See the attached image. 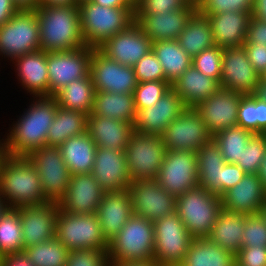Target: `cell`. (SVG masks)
Returning <instances> with one entry per match:
<instances>
[{"mask_svg": "<svg viewBox=\"0 0 266 266\" xmlns=\"http://www.w3.org/2000/svg\"><path fill=\"white\" fill-rule=\"evenodd\" d=\"M266 247V220L261 215H246L241 247Z\"/></svg>", "mask_w": 266, "mask_h": 266, "instance_id": "7dc6e473", "label": "cell"}, {"mask_svg": "<svg viewBox=\"0 0 266 266\" xmlns=\"http://www.w3.org/2000/svg\"><path fill=\"white\" fill-rule=\"evenodd\" d=\"M197 11L189 2L184 8L159 14H135V22L152 42L177 40L188 20Z\"/></svg>", "mask_w": 266, "mask_h": 266, "instance_id": "44dd1931", "label": "cell"}, {"mask_svg": "<svg viewBox=\"0 0 266 266\" xmlns=\"http://www.w3.org/2000/svg\"><path fill=\"white\" fill-rule=\"evenodd\" d=\"M223 49L214 45L192 58V65L220 83Z\"/></svg>", "mask_w": 266, "mask_h": 266, "instance_id": "f6af8a7d", "label": "cell"}, {"mask_svg": "<svg viewBox=\"0 0 266 266\" xmlns=\"http://www.w3.org/2000/svg\"><path fill=\"white\" fill-rule=\"evenodd\" d=\"M253 7L254 0H201L197 4V10L206 17L229 11H245L252 14Z\"/></svg>", "mask_w": 266, "mask_h": 266, "instance_id": "bcb514c9", "label": "cell"}, {"mask_svg": "<svg viewBox=\"0 0 266 266\" xmlns=\"http://www.w3.org/2000/svg\"><path fill=\"white\" fill-rule=\"evenodd\" d=\"M0 266H33L24 253L9 255L0 259Z\"/></svg>", "mask_w": 266, "mask_h": 266, "instance_id": "91938a15", "label": "cell"}, {"mask_svg": "<svg viewBox=\"0 0 266 266\" xmlns=\"http://www.w3.org/2000/svg\"><path fill=\"white\" fill-rule=\"evenodd\" d=\"M153 260L159 266H179L193 240L182 220L175 212L153 222Z\"/></svg>", "mask_w": 266, "mask_h": 266, "instance_id": "9c48e42d", "label": "cell"}, {"mask_svg": "<svg viewBox=\"0 0 266 266\" xmlns=\"http://www.w3.org/2000/svg\"><path fill=\"white\" fill-rule=\"evenodd\" d=\"M254 70L261 75L266 70V45H243Z\"/></svg>", "mask_w": 266, "mask_h": 266, "instance_id": "11a10c76", "label": "cell"}, {"mask_svg": "<svg viewBox=\"0 0 266 266\" xmlns=\"http://www.w3.org/2000/svg\"><path fill=\"white\" fill-rule=\"evenodd\" d=\"M0 195L9 207L37 206L48 203L37 170L27 157L8 155L0 168Z\"/></svg>", "mask_w": 266, "mask_h": 266, "instance_id": "3957f363", "label": "cell"}, {"mask_svg": "<svg viewBox=\"0 0 266 266\" xmlns=\"http://www.w3.org/2000/svg\"><path fill=\"white\" fill-rule=\"evenodd\" d=\"M59 203L48 202L37 206L18 207L24 249L45 243L55 237Z\"/></svg>", "mask_w": 266, "mask_h": 266, "instance_id": "d6986e66", "label": "cell"}, {"mask_svg": "<svg viewBox=\"0 0 266 266\" xmlns=\"http://www.w3.org/2000/svg\"><path fill=\"white\" fill-rule=\"evenodd\" d=\"M212 137L200 113L194 107H187L161 134L166 151L197 152Z\"/></svg>", "mask_w": 266, "mask_h": 266, "instance_id": "4fadbf2b", "label": "cell"}, {"mask_svg": "<svg viewBox=\"0 0 266 266\" xmlns=\"http://www.w3.org/2000/svg\"><path fill=\"white\" fill-rule=\"evenodd\" d=\"M110 266H159L153 259L147 261H124L118 263H110Z\"/></svg>", "mask_w": 266, "mask_h": 266, "instance_id": "be15d7a7", "label": "cell"}, {"mask_svg": "<svg viewBox=\"0 0 266 266\" xmlns=\"http://www.w3.org/2000/svg\"><path fill=\"white\" fill-rule=\"evenodd\" d=\"M93 48L84 46L60 52H47L49 96H54L71 81L89 74Z\"/></svg>", "mask_w": 266, "mask_h": 266, "instance_id": "5bb4252c", "label": "cell"}, {"mask_svg": "<svg viewBox=\"0 0 266 266\" xmlns=\"http://www.w3.org/2000/svg\"><path fill=\"white\" fill-rule=\"evenodd\" d=\"M243 45H266V21L251 16Z\"/></svg>", "mask_w": 266, "mask_h": 266, "instance_id": "db71d44e", "label": "cell"}, {"mask_svg": "<svg viewBox=\"0 0 266 266\" xmlns=\"http://www.w3.org/2000/svg\"><path fill=\"white\" fill-rule=\"evenodd\" d=\"M266 154V134L254 133L235 163L246 174H257Z\"/></svg>", "mask_w": 266, "mask_h": 266, "instance_id": "7bdbcfd3", "label": "cell"}, {"mask_svg": "<svg viewBox=\"0 0 266 266\" xmlns=\"http://www.w3.org/2000/svg\"><path fill=\"white\" fill-rule=\"evenodd\" d=\"M55 237L69 250H108L109 242L104 237L96 213L75 214L59 207Z\"/></svg>", "mask_w": 266, "mask_h": 266, "instance_id": "52a82bcc", "label": "cell"}, {"mask_svg": "<svg viewBox=\"0 0 266 266\" xmlns=\"http://www.w3.org/2000/svg\"><path fill=\"white\" fill-rule=\"evenodd\" d=\"M189 0H140L135 5V14H159L184 8Z\"/></svg>", "mask_w": 266, "mask_h": 266, "instance_id": "f907efd6", "label": "cell"}, {"mask_svg": "<svg viewBox=\"0 0 266 266\" xmlns=\"http://www.w3.org/2000/svg\"><path fill=\"white\" fill-rule=\"evenodd\" d=\"M154 225L133 214L120 232L109 241L110 263L153 259Z\"/></svg>", "mask_w": 266, "mask_h": 266, "instance_id": "8992f818", "label": "cell"}, {"mask_svg": "<svg viewBox=\"0 0 266 266\" xmlns=\"http://www.w3.org/2000/svg\"><path fill=\"white\" fill-rule=\"evenodd\" d=\"M65 266H110L108 250L74 249L69 251Z\"/></svg>", "mask_w": 266, "mask_h": 266, "instance_id": "c3c4849f", "label": "cell"}, {"mask_svg": "<svg viewBox=\"0 0 266 266\" xmlns=\"http://www.w3.org/2000/svg\"><path fill=\"white\" fill-rule=\"evenodd\" d=\"M92 113L133 124L137 113L133 93L96 91Z\"/></svg>", "mask_w": 266, "mask_h": 266, "instance_id": "836d02e7", "label": "cell"}, {"mask_svg": "<svg viewBox=\"0 0 266 266\" xmlns=\"http://www.w3.org/2000/svg\"><path fill=\"white\" fill-rule=\"evenodd\" d=\"M96 215L100 222L102 233L109 242L120 232L133 215L132 198L129 189L104 192Z\"/></svg>", "mask_w": 266, "mask_h": 266, "instance_id": "484cf974", "label": "cell"}, {"mask_svg": "<svg viewBox=\"0 0 266 266\" xmlns=\"http://www.w3.org/2000/svg\"><path fill=\"white\" fill-rule=\"evenodd\" d=\"M24 252L17 208L8 207L0 219V258Z\"/></svg>", "mask_w": 266, "mask_h": 266, "instance_id": "ab89813d", "label": "cell"}, {"mask_svg": "<svg viewBox=\"0 0 266 266\" xmlns=\"http://www.w3.org/2000/svg\"><path fill=\"white\" fill-rule=\"evenodd\" d=\"M266 201V190L257 174H245L243 179L221 196L222 209L252 215L260 213Z\"/></svg>", "mask_w": 266, "mask_h": 266, "instance_id": "d4e9b609", "label": "cell"}, {"mask_svg": "<svg viewBox=\"0 0 266 266\" xmlns=\"http://www.w3.org/2000/svg\"><path fill=\"white\" fill-rule=\"evenodd\" d=\"M81 32L86 46L98 49L135 22V8L104 7L86 1L78 5Z\"/></svg>", "mask_w": 266, "mask_h": 266, "instance_id": "277c9868", "label": "cell"}, {"mask_svg": "<svg viewBox=\"0 0 266 266\" xmlns=\"http://www.w3.org/2000/svg\"><path fill=\"white\" fill-rule=\"evenodd\" d=\"M171 88L182 99L186 107L195 108L200 102L213 95L220 88V83L191 65L171 84Z\"/></svg>", "mask_w": 266, "mask_h": 266, "instance_id": "f1b7e54d", "label": "cell"}, {"mask_svg": "<svg viewBox=\"0 0 266 266\" xmlns=\"http://www.w3.org/2000/svg\"><path fill=\"white\" fill-rule=\"evenodd\" d=\"M19 10L36 9L38 0H12Z\"/></svg>", "mask_w": 266, "mask_h": 266, "instance_id": "03108f58", "label": "cell"}, {"mask_svg": "<svg viewBox=\"0 0 266 266\" xmlns=\"http://www.w3.org/2000/svg\"><path fill=\"white\" fill-rule=\"evenodd\" d=\"M165 153L161 135L133 130L125 150L131 180L156 179Z\"/></svg>", "mask_w": 266, "mask_h": 266, "instance_id": "ba28073f", "label": "cell"}, {"mask_svg": "<svg viewBox=\"0 0 266 266\" xmlns=\"http://www.w3.org/2000/svg\"><path fill=\"white\" fill-rule=\"evenodd\" d=\"M23 86L37 97H49L47 52L37 50L15 60Z\"/></svg>", "mask_w": 266, "mask_h": 266, "instance_id": "f546056e", "label": "cell"}, {"mask_svg": "<svg viewBox=\"0 0 266 266\" xmlns=\"http://www.w3.org/2000/svg\"><path fill=\"white\" fill-rule=\"evenodd\" d=\"M77 5L76 0H38V6Z\"/></svg>", "mask_w": 266, "mask_h": 266, "instance_id": "e7e4bbea", "label": "cell"}, {"mask_svg": "<svg viewBox=\"0 0 266 266\" xmlns=\"http://www.w3.org/2000/svg\"><path fill=\"white\" fill-rule=\"evenodd\" d=\"M254 133L241 126H234L216 133L212 138L217 143L226 163H236L243 148Z\"/></svg>", "mask_w": 266, "mask_h": 266, "instance_id": "b9f144b4", "label": "cell"}, {"mask_svg": "<svg viewBox=\"0 0 266 266\" xmlns=\"http://www.w3.org/2000/svg\"><path fill=\"white\" fill-rule=\"evenodd\" d=\"M91 174L105 192L126 190L132 182L122 150L97 147Z\"/></svg>", "mask_w": 266, "mask_h": 266, "instance_id": "7402d4cb", "label": "cell"}, {"mask_svg": "<svg viewBox=\"0 0 266 266\" xmlns=\"http://www.w3.org/2000/svg\"><path fill=\"white\" fill-rule=\"evenodd\" d=\"M170 88L166 80L137 83L133 92L136 111L153 106Z\"/></svg>", "mask_w": 266, "mask_h": 266, "instance_id": "ee69618b", "label": "cell"}, {"mask_svg": "<svg viewBox=\"0 0 266 266\" xmlns=\"http://www.w3.org/2000/svg\"><path fill=\"white\" fill-rule=\"evenodd\" d=\"M86 1H91V0H76V4L79 5V4L86 2Z\"/></svg>", "mask_w": 266, "mask_h": 266, "instance_id": "34e18365", "label": "cell"}, {"mask_svg": "<svg viewBox=\"0 0 266 266\" xmlns=\"http://www.w3.org/2000/svg\"><path fill=\"white\" fill-rule=\"evenodd\" d=\"M252 16L266 21V0H254Z\"/></svg>", "mask_w": 266, "mask_h": 266, "instance_id": "6125c7cd", "label": "cell"}, {"mask_svg": "<svg viewBox=\"0 0 266 266\" xmlns=\"http://www.w3.org/2000/svg\"><path fill=\"white\" fill-rule=\"evenodd\" d=\"M243 96L241 93L220 87L195 107L212 136L219 131L237 126L238 108Z\"/></svg>", "mask_w": 266, "mask_h": 266, "instance_id": "ac0fdd59", "label": "cell"}, {"mask_svg": "<svg viewBox=\"0 0 266 266\" xmlns=\"http://www.w3.org/2000/svg\"><path fill=\"white\" fill-rule=\"evenodd\" d=\"M7 156H8V154H7L6 143H1L0 144V168H1L3 161L6 159Z\"/></svg>", "mask_w": 266, "mask_h": 266, "instance_id": "89a4df30", "label": "cell"}, {"mask_svg": "<svg viewBox=\"0 0 266 266\" xmlns=\"http://www.w3.org/2000/svg\"><path fill=\"white\" fill-rule=\"evenodd\" d=\"M251 16L245 11L209 15L215 45L222 49L243 47Z\"/></svg>", "mask_w": 266, "mask_h": 266, "instance_id": "4316f807", "label": "cell"}, {"mask_svg": "<svg viewBox=\"0 0 266 266\" xmlns=\"http://www.w3.org/2000/svg\"><path fill=\"white\" fill-rule=\"evenodd\" d=\"M201 0H194V3L197 5Z\"/></svg>", "mask_w": 266, "mask_h": 266, "instance_id": "2a66077c", "label": "cell"}, {"mask_svg": "<svg viewBox=\"0 0 266 266\" xmlns=\"http://www.w3.org/2000/svg\"><path fill=\"white\" fill-rule=\"evenodd\" d=\"M23 253L33 266H65L69 250L54 237L26 247Z\"/></svg>", "mask_w": 266, "mask_h": 266, "instance_id": "60d3db41", "label": "cell"}, {"mask_svg": "<svg viewBox=\"0 0 266 266\" xmlns=\"http://www.w3.org/2000/svg\"><path fill=\"white\" fill-rule=\"evenodd\" d=\"M260 80L266 83V70L260 75Z\"/></svg>", "mask_w": 266, "mask_h": 266, "instance_id": "753ad0ef", "label": "cell"}, {"mask_svg": "<svg viewBox=\"0 0 266 266\" xmlns=\"http://www.w3.org/2000/svg\"><path fill=\"white\" fill-rule=\"evenodd\" d=\"M245 172L234 163H225L222 168L223 194L237 185L245 176Z\"/></svg>", "mask_w": 266, "mask_h": 266, "instance_id": "9f6ffc18", "label": "cell"}, {"mask_svg": "<svg viewBox=\"0 0 266 266\" xmlns=\"http://www.w3.org/2000/svg\"><path fill=\"white\" fill-rule=\"evenodd\" d=\"M235 262L238 266H266V247H241Z\"/></svg>", "mask_w": 266, "mask_h": 266, "instance_id": "f5cc1de1", "label": "cell"}, {"mask_svg": "<svg viewBox=\"0 0 266 266\" xmlns=\"http://www.w3.org/2000/svg\"><path fill=\"white\" fill-rule=\"evenodd\" d=\"M257 133L266 134V102L256 97Z\"/></svg>", "mask_w": 266, "mask_h": 266, "instance_id": "680465c9", "label": "cell"}, {"mask_svg": "<svg viewBox=\"0 0 266 266\" xmlns=\"http://www.w3.org/2000/svg\"><path fill=\"white\" fill-rule=\"evenodd\" d=\"M39 98L18 120L6 138L8 155L27 157L35 149L46 145L47 134L58 106L53 96Z\"/></svg>", "mask_w": 266, "mask_h": 266, "instance_id": "7a4b0ae2", "label": "cell"}, {"mask_svg": "<svg viewBox=\"0 0 266 266\" xmlns=\"http://www.w3.org/2000/svg\"><path fill=\"white\" fill-rule=\"evenodd\" d=\"M93 3L104 7L135 8L129 0H91Z\"/></svg>", "mask_w": 266, "mask_h": 266, "instance_id": "94428289", "label": "cell"}, {"mask_svg": "<svg viewBox=\"0 0 266 266\" xmlns=\"http://www.w3.org/2000/svg\"><path fill=\"white\" fill-rule=\"evenodd\" d=\"M237 125L257 133L256 96L254 94L245 95L241 98L238 108Z\"/></svg>", "mask_w": 266, "mask_h": 266, "instance_id": "816d5d0a", "label": "cell"}, {"mask_svg": "<svg viewBox=\"0 0 266 266\" xmlns=\"http://www.w3.org/2000/svg\"><path fill=\"white\" fill-rule=\"evenodd\" d=\"M2 199L1 195H0V219H1V215L5 212V210L9 207V204L7 205V201L5 204V201ZM4 202V203H3ZM5 204V205H4Z\"/></svg>", "mask_w": 266, "mask_h": 266, "instance_id": "2644e50d", "label": "cell"}, {"mask_svg": "<svg viewBox=\"0 0 266 266\" xmlns=\"http://www.w3.org/2000/svg\"><path fill=\"white\" fill-rule=\"evenodd\" d=\"M132 131V123L100 117L92 112L87 116L86 132L96 147L125 151Z\"/></svg>", "mask_w": 266, "mask_h": 266, "instance_id": "83f0119b", "label": "cell"}, {"mask_svg": "<svg viewBox=\"0 0 266 266\" xmlns=\"http://www.w3.org/2000/svg\"><path fill=\"white\" fill-rule=\"evenodd\" d=\"M245 219V214L222 209L207 238L236 255L240 251L243 242Z\"/></svg>", "mask_w": 266, "mask_h": 266, "instance_id": "d6a6232c", "label": "cell"}, {"mask_svg": "<svg viewBox=\"0 0 266 266\" xmlns=\"http://www.w3.org/2000/svg\"><path fill=\"white\" fill-rule=\"evenodd\" d=\"M95 93V86L89 73L82 79L71 81L53 97L57 106L89 115L93 111Z\"/></svg>", "mask_w": 266, "mask_h": 266, "instance_id": "d590c367", "label": "cell"}, {"mask_svg": "<svg viewBox=\"0 0 266 266\" xmlns=\"http://www.w3.org/2000/svg\"><path fill=\"white\" fill-rule=\"evenodd\" d=\"M257 175L261 181L263 188L266 190V154L263 158L262 163L260 164V168L258 170Z\"/></svg>", "mask_w": 266, "mask_h": 266, "instance_id": "003e7915", "label": "cell"}, {"mask_svg": "<svg viewBox=\"0 0 266 266\" xmlns=\"http://www.w3.org/2000/svg\"><path fill=\"white\" fill-rule=\"evenodd\" d=\"M41 180V188L48 202L59 203L66 195L70 172L59 146L45 145L27 156Z\"/></svg>", "mask_w": 266, "mask_h": 266, "instance_id": "8fae6325", "label": "cell"}, {"mask_svg": "<svg viewBox=\"0 0 266 266\" xmlns=\"http://www.w3.org/2000/svg\"><path fill=\"white\" fill-rule=\"evenodd\" d=\"M40 50L39 24L36 9L19 10L0 26V52L13 60Z\"/></svg>", "mask_w": 266, "mask_h": 266, "instance_id": "30bf717a", "label": "cell"}, {"mask_svg": "<svg viewBox=\"0 0 266 266\" xmlns=\"http://www.w3.org/2000/svg\"><path fill=\"white\" fill-rule=\"evenodd\" d=\"M177 40L192 58L215 45L209 19L198 10L188 20Z\"/></svg>", "mask_w": 266, "mask_h": 266, "instance_id": "f35d334b", "label": "cell"}, {"mask_svg": "<svg viewBox=\"0 0 266 266\" xmlns=\"http://www.w3.org/2000/svg\"><path fill=\"white\" fill-rule=\"evenodd\" d=\"M221 210V197L199 185L176 197V213L193 239L209 236Z\"/></svg>", "mask_w": 266, "mask_h": 266, "instance_id": "5b68a950", "label": "cell"}, {"mask_svg": "<svg viewBox=\"0 0 266 266\" xmlns=\"http://www.w3.org/2000/svg\"><path fill=\"white\" fill-rule=\"evenodd\" d=\"M134 6L140 1V0H129Z\"/></svg>", "mask_w": 266, "mask_h": 266, "instance_id": "11e5206c", "label": "cell"}, {"mask_svg": "<svg viewBox=\"0 0 266 266\" xmlns=\"http://www.w3.org/2000/svg\"><path fill=\"white\" fill-rule=\"evenodd\" d=\"M104 192L91 173L71 175L66 195L59 206L69 213L94 214Z\"/></svg>", "mask_w": 266, "mask_h": 266, "instance_id": "cb8c5ba5", "label": "cell"}, {"mask_svg": "<svg viewBox=\"0 0 266 266\" xmlns=\"http://www.w3.org/2000/svg\"><path fill=\"white\" fill-rule=\"evenodd\" d=\"M133 214L155 222L176 212V197L160 187L156 179L129 184Z\"/></svg>", "mask_w": 266, "mask_h": 266, "instance_id": "9a60e30c", "label": "cell"}, {"mask_svg": "<svg viewBox=\"0 0 266 266\" xmlns=\"http://www.w3.org/2000/svg\"><path fill=\"white\" fill-rule=\"evenodd\" d=\"M235 254L208 238L193 239L179 266H234Z\"/></svg>", "mask_w": 266, "mask_h": 266, "instance_id": "e575fe53", "label": "cell"}, {"mask_svg": "<svg viewBox=\"0 0 266 266\" xmlns=\"http://www.w3.org/2000/svg\"><path fill=\"white\" fill-rule=\"evenodd\" d=\"M40 50L60 52L86 46L78 5L37 6Z\"/></svg>", "mask_w": 266, "mask_h": 266, "instance_id": "6da1fadb", "label": "cell"}, {"mask_svg": "<svg viewBox=\"0 0 266 266\" xmlns=\"http://www.w3.org/2000/svg\"><path fill=\"white\" fill-rule=\"evenodd\" d=\"M198 184L218 196L223 195L222 168L226 161L213 138L197 151Z\"/></svg>", "mask_w": 266, "mask_h": 266, "instance_id": "4dcf8cb0", "label": "cell"}, {"mask_svg": "<svg viewBox=\"0 0 266 266\" xmlns=\"http://www.w3.org/2000/svg\"><path fill=\"white\" fill-rule=\"evenodd\" d=\"M152 41L134 22L124 31L115 34L98 49L111 60L133 67L152 50Z\"/></svg>", "mask_w": 266, "mask_h": 266, "instance_id": "ffe728a7", "label": "cell"}, {"mask_svg": "<svg viewBox=\"0 0 266 266\" xmlns=\"http://www.w3.org/2000/svg\"><path fill=\"white\" fill-rule=\"evenodd\" d=\"M87 116L81 111L58 106L47 134L46 145L60 146L67 139L84 134L87 128Z\"/></svg>", "mask_w": 266, "mask_h": 266, "instance_id": "74e56055", "label": "cell"}, {"mask_svg": "<svg viewBox=\"0 0 266 266\" xmlns=\"http://www.w3.org/2000/svg\"><path fill=\"white\" fill-rule=\"evenodd\" d=\"M260 83V75L248 59L244 47L223 49L220 87L252 95Z\"/></svg>", "mask_w": 266, "mask_h": 266, "instance_id": "e0dca14e", "label": "cell"}, {"mask_svg": "<svg viewBox=\"0 0 266 266\" xmlns=\"http://www.w3.org/2000/svg\"><path fill=\"white\" fill-rule=\"evenodd\" d=\"M89 73L95 91L133 93L138 83L133 67L111 60L99 49L92 50Z\"/></svg>", "mask_w": 266, "mask_h": 266, "instance_id": "2e32d148", "label": "cell"}, {"mask_svg": "<svg viewBox=\"0 0 266 266\" xmlns=\"http://www.w3.org/2000/svg\"><path fill=\"white\" fill-rule=\"evenodd\" d=\"M96 145L87 132L71 137L59 146L71 175L92 173Z\"/></svg>", "mask_w": 266, "mask_h": 266, "instance_id": "1f68e13d", "label": "cell"}, {"mask_svg": "<svg viewBox=\"0 0 266 266\" xmlns=\"http://www.w3.org/2000/svg\"><path fill=\"white\" fill-rule=\"evenodd\" d=\"M18 11L12 0H0V26L7 23Z\"/></svg>", "mask_w": 266, "mask_h": 266, "instance_id": "6f0895ef", "label": "cell"}, {"mask_svg": "<svg viewBox=\"0 0 266 266\" xmlns=\"http://www.w3.org/2000/svg\"><path fill=\"white\" fill-rule=\"evenodd\" d=\"M133 68L138 83L166 80L160 61L152 50L142 57Z\"/></svg>", "mask_w": 266, "mask_h": 266, "instance_id": "681fc988", "label": "cell"}, {"mask_svg": "<svg viewBox=\"0 0 266 266\" xmlns=\"http://www.w3.org/2000/svg\"><path fill=\"white\" fill-rule=\"evenodd\" d=\"M152 51L159 59L170 85L192 65V57L180 46L178 40L153 42Z\"/></svg>", "mask_w": 266, "mask_h": 266, "instance_id": "8d00e7d4", "label": "cell"}, {"mask_svg": "<svg viewBox=\"0 0 266 266\" xmlns=\"http://www.w3.org/2000/svg\"><path fill=\"white\" fill-rule=\"evenodd\" d=\"M260 213L266 220V201H265L264 205L261 207Z\"/></svg>", "mask_w": 266, "mask_h": 266, "instance_id": "8c879c8a", "label": "cell"}, {"mask_svg": "<svg viewBox=\"0 0 266 266\" xmlns=\"http://www.w3.org/2000/svg\"><path fill=\"white\" fill-rule=\"evenodd\" d=\"M186 108L182 99L170 88L153 106L137 111L133 130L161 135Z\"/></svg>", "mask_w": 266, "mask_h": 266, "instance_id": "603a6c76", "label": "cell"}, {"mask_svg": "<svg viewBox=\"0 0 266 266\" xmlns=\"http://www.w3.org/2000/svg\"><path fill=\"white\" fill-rule=\"evenodd\" d=\"M156 180L160 187L175 197L198 186L197 152L166 151Z\"/></svg>", "mask_w": 266, "mask_h": 266, "instance_id": "7c38bea8", "label": "cell"}, {"mask_svg": "<svg viewBox=\"0 0 266 266\" xmlns=\"http://www.w3.org/2000/svg\"><path fill=\"white\" fill-rule=\"evenodd\" d=\"M256 97L266 102V83L260 80V83L257 85V89L254 93Z\"/></svg>", "mask_w": 266, "mask_h": 266, "instance_id": "a7ac6f4b", "label": "cell"}]
</instances>
